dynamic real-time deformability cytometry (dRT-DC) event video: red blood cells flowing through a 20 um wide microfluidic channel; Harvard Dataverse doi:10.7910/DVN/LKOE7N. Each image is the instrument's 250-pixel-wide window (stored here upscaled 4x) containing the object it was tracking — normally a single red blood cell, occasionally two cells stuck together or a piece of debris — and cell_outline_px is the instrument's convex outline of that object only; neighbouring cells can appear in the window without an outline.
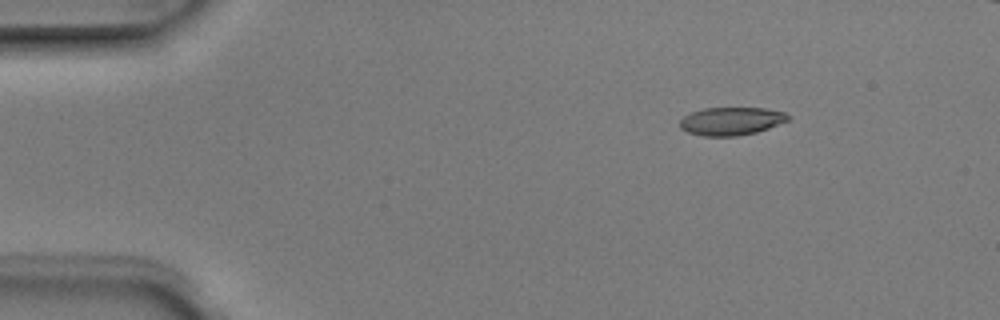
{"species": "Egyptian fruit bat (a non-hibernating species)", "species_latin": "Rousettus aegyptiacus", "temperature_condition": "room temperature", "stored_images_in_passage": 4, "segment_of_instrument_passage": [1, 2], "camera_frame_rate_fps": 3000, "um_per_image_px": 0.085, "animal": {"sex": "male"}, "frame": {"image": 1, "passage_image": 1, "time_ms": 0.0, "image_size_px": [1000, 320], "cell_outline_px": [[788, 120], [768, 128], [756, 132], [736, 136], [704, 136], [688, 132], [680, 128], [680, 120], [684, 116], [692, 112], [704, 108], [764, 108], [784, 112], [788, 116]], "centroid_in_image_um": [62.12, 10.29], "position_along_channel_um": 22.9, "area_um2": 17.46}}